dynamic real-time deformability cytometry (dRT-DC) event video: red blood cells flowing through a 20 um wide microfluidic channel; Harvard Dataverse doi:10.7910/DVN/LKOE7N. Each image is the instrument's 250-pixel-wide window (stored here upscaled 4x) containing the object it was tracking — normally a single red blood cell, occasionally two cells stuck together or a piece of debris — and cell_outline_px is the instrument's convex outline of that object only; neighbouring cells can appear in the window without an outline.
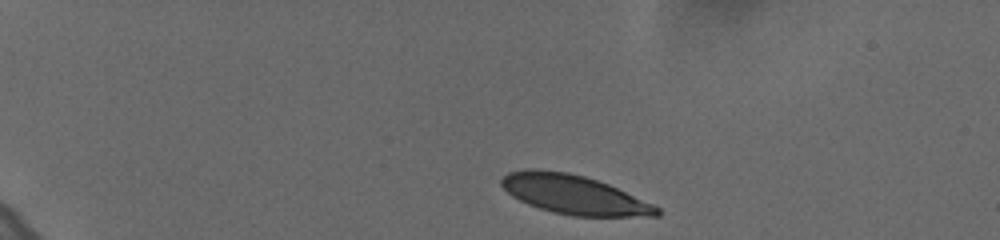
{"species": "human", "species_latin": "Homo sapiens", "temperature_condition": "cold", "stored_images_in_passage": 47, "camera_frame_rate_fps": 3000, "um_per_image_px": 0.085, "donor": {"sex": "female"}, "frame": {"image": 1, "passage_image": 1, "time_ms": 0.0, "image_size_px": [1000, 240], "cell_outline_px": [[660, 216], [572, 216], [552, 212], [528, 204], [512, 196], [500, 184], [500, 180], [508, 172], [528, 168], [536, 168], [568, 172], [584, 176], [608, 184], [652, 204], [660, 208]], "centroid_in_image_um": [48.75, 16.53], "position_along_channel_um": 36.3, "area_um2": 35.26}}
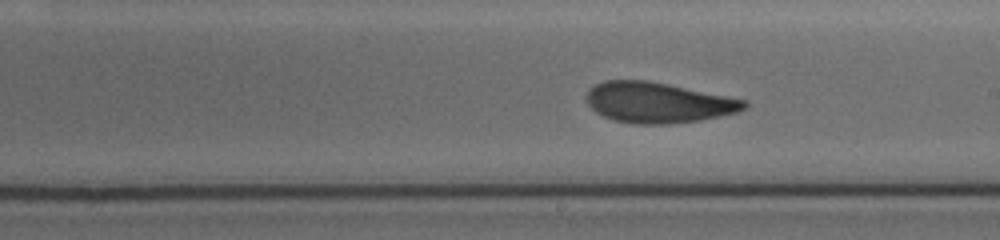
{"frame": {"image": 2, "passage_image": 25, "time_ms": 8.0, "image_size_px": [1000, 240], "cell_outline_px": [[748, 104], [744, 108], [736, 112], [700, 120], [668, 124], [636, 124], [612, 120], [596, 112], [584, 100], [584, 96], [588, 88], [604, 80], [644, 80], [728, 96], [748, 100]], "centroid_in_image_um": [55.87, 8.72], "position_along_channel_um": 233.1, "area_um2": 37.17}}
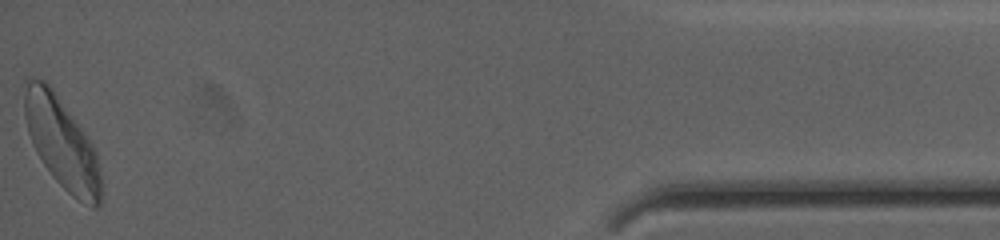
{"frame": {"image": 3, "passage_image": 47, "time_ms": 15.333, "image_size_px": [1000, 240], "cell_outline_px": [[104, 184], [100, 204], [96, 208], [92, 208], [72, 196], [52, 176], [36, 152], [32, 144], [28, 132], [24, 116], [24, 96], [28, 76], [44, 80], [52, 88], [84, 132], [92, 144], [96, 152]], "centroid_in_image_um": [5.28, 12.2], "position_along_channel_um": 429.9, "area_um2": 40.69}, "authors_computed_cell_mechanics": {"area_um2": 37.3388, "velocity_mm_per_s": 3.5972, "shape_relaxation_time_tau1_ms": 4.3881, "shape_relaxation_time_tau2_ms": 1.5399, "deformation_change_tau1": 0.1499, "deformation_change_tau2": 0.0665}}